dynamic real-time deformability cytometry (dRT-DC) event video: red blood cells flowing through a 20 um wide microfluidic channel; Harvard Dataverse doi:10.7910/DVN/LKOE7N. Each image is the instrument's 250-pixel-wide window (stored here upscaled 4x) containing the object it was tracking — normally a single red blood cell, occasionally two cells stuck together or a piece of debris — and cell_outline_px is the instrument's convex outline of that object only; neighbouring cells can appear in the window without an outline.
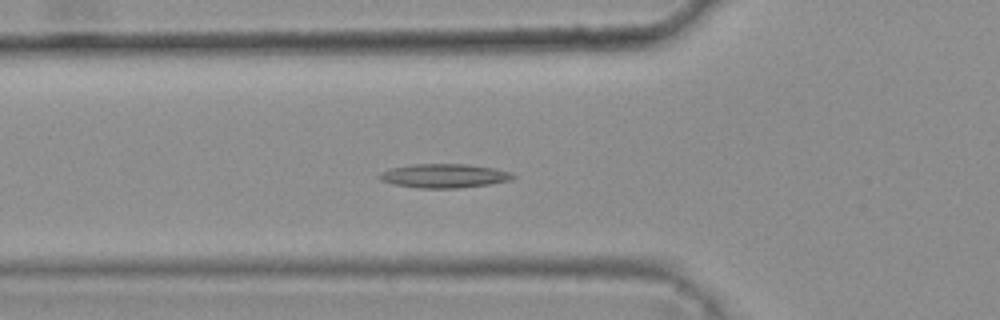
{"species": "common noctule bat (a hibernating species)", "species_latin": "Nyctalus noctula", "temperature_condition": "warm", "stored_images_in_passage": 37, "camera_frame_rate_fps": 3000, "um_per_image_px": 0.085, "animal": {"sex": "female", "body_mass_g": 25.1}, "frame": {"image": 1, "passage_image": 11, "time_ms": 3.333, "image_size_px": [1000, 320], "cell_outline_px": [[516, 176], [508, 180], [488, 184], [460, 188], [420, 188], [396, 184], [380, 180], [376, 176], [380, 172], [388, 168], [412, 164], [464, 164], [496, 168], [512, 172]], "centroid_in_image_um": [37.72, 14.93], "position_along_channel_um": 88.1, "area_um2": 18.67}}
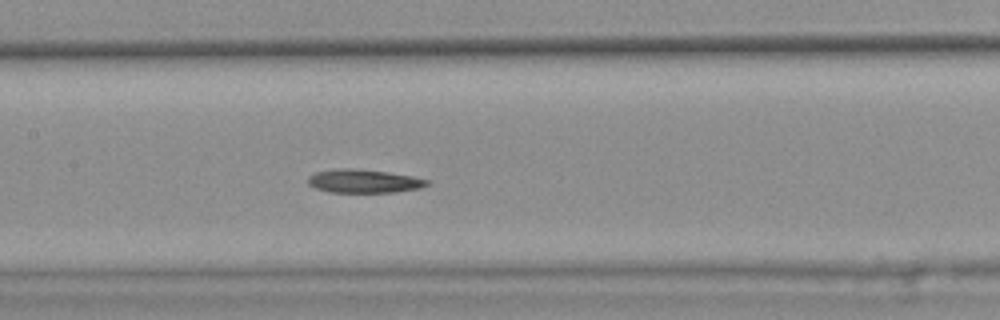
{"frame": {"image": 2, "passage_image": 18, "time_ms": 5.667, "image_size_px": [1000, 320], "cell_outline_px": [[428, 184], [420, 188], [392, 192], [328, 192], [316, 188], [308, 184], [308, 176], [316, 172], [336, 168], [352, 168], [388, 172], [412, 176], [428, 180]], "centroid_in_image_um": [30.88, 15.39], "position_along_channel_um": 176.5, "area_um2": 16.18}}
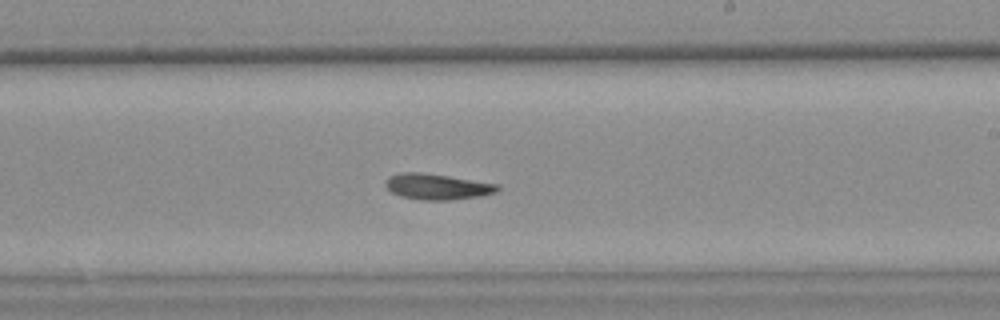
{"frame": {"image": 3, "passage_image": 24, "time_ms": 7.667, "image_size_px": [1000, 320], "cell_outline_px": [[500, 188], [496, 192], [480, 196], [452, 200], [420, 200], [400, 196], [392, 192], [384, 184], [384, 180], [388, 176], [400, 172], [420, 172], [448, 176], [500, 184]], "centroid_in_image_um": [37.14, 15.86], "position_along_channel_um": 251.9, "area_um2": 16.99}, "authors_computed_cell_mechanics": {"area_um2": 16.9932, "velocity_mm_per_s": 3.7866, "shape_relaxation_time_tau1_ms": null, "shape_relaxation_time_tau2_ms": 10.7658, "deformation_change_tau1": null, "deformation_change_tau2": 0.1874}}